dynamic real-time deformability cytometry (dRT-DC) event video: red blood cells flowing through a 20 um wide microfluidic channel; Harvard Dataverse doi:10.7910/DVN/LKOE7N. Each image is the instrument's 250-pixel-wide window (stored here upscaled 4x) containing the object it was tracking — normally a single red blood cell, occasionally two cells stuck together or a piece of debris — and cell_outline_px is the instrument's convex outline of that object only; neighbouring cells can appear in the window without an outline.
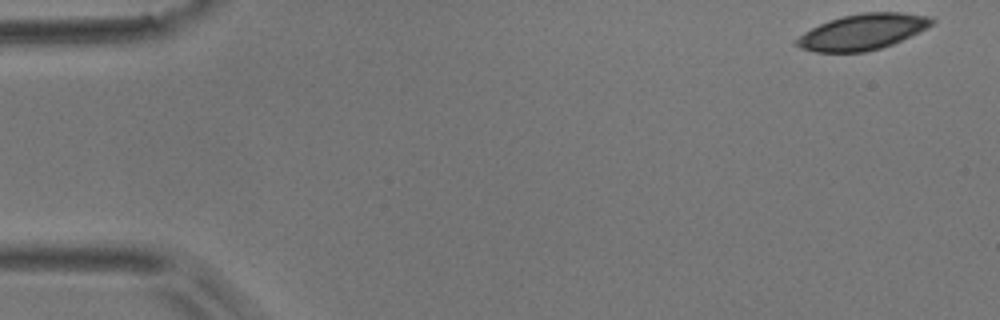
{"species": "common noctule bat (a hibernating species)", "species_latin": "Nyctalus noctula", "temperature_condition": "room temperature", "stored_images_in_passage": 6, "camera_frame_rate_fps": 3000, "um_per_image_px": 0.085, "animal": {"sex": "male", "body_mass_g": 17.9}, "frame": {"image": 1, "passage_image": 1, "time_ms": 0.0, "image_size_px": [1000, 320], "cell_outline_px": [[936, 20], [932, 24], [892, 44], [880, 48], [864, 52], [816, 52], [800, 48], [792, 44], [792, 40], [804, 32], [820, 24], [844, 16], [864, 12], [900, 12], [932, 16]], "centroid_in_image_um": [73.26, 2.71], "position_along_channel_um": 11.7, "area_um2": 27.98}}
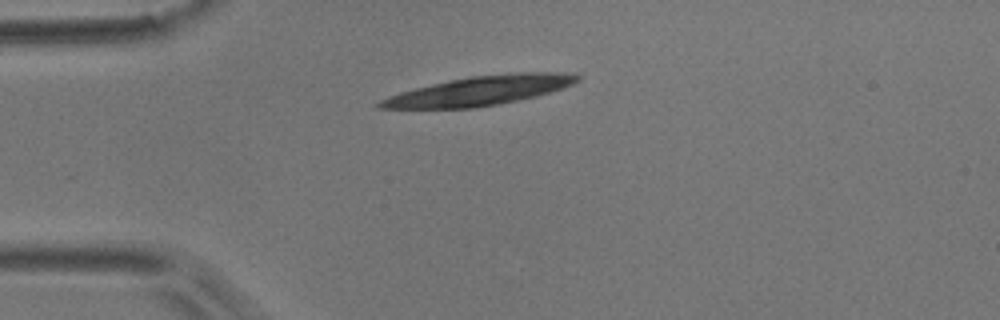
{"frame": {"image": 2, "passage_image": 4, "time_ms": 4.0, "image_size_px": [1000, 320], "cell_outline_px": [[580, 80], [564, 88], [536, 96], [520, 100], [500, 104], [476, 108], [376, 108], [376, 104], [380, 100], [388, 96], [400, 92], [432, 84], [472, 76], [520, 72], [572, 72], [580, 76]], "centroid_in_image_um": [40.84, 7.71], "position_along_channel_um": 44.2, "area_um2": 33.58}}